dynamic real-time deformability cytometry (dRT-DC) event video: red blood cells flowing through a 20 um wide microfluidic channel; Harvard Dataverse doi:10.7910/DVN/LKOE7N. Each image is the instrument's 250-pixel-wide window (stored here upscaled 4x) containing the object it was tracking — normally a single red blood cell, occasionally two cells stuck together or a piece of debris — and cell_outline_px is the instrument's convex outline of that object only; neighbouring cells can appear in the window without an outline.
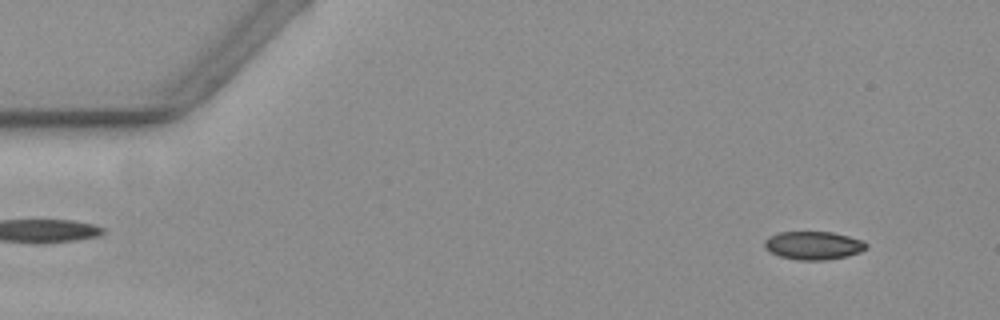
{"species": "common noctule bat (a hibernating species)", "species_latin": "Nyctalus noctula", "temperature_condition": "warm", "stored_images_in_passage": 53, "camera_frame_rate_fps": 3000, "um_per_image_px": 0.085, "animal": {"sex": "female", "body_mass_g": 19.3, "forearm_length_mm": 54.1}, "frame": {"image": 1, "passage_image": 5, "time_ms": 1.333, "image_size_px": [1000, 320], "cell_outline_px": [[868, 248], [860, 252], [844, 256], [824, 260], [796, 260], [780, 256], [764, 248], [764, 240], [768, 236], [780, 232], [832, 232], [848, 236], [860, 240], [868, 244]], "centroid_in_image_um": [69.11, 20.86], "position_along_channel_um": 15.9, "area_um2": 16.65}}
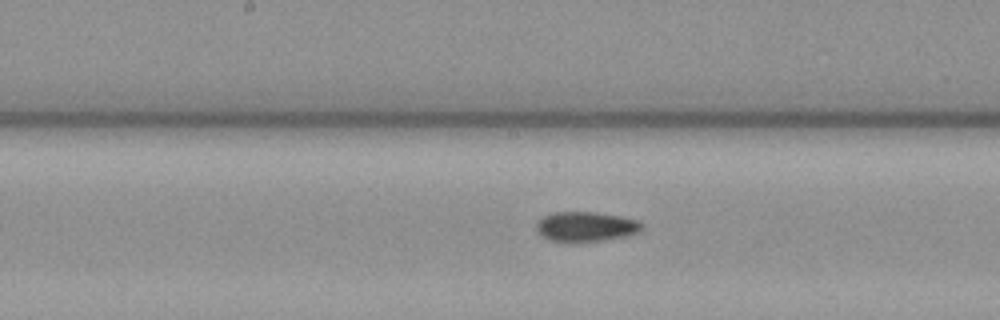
{"frame": {"image": 2, "passage_image": 29, "time_ms": 9.333, "image_size_px": [1000, 320], "cell_outline_px": [[644, 224], [636, 232], [628, 236], [604, 240], [572, 244], [548, 240], [536, 228], [536, 224], [544, 216], [552, 212], [596, 212], [620, 216], [640, 220]], "centroid_in_image_um": [49.8, 19.28], "position_along_channel_um": 198.4, "area_um2": 18.67}}
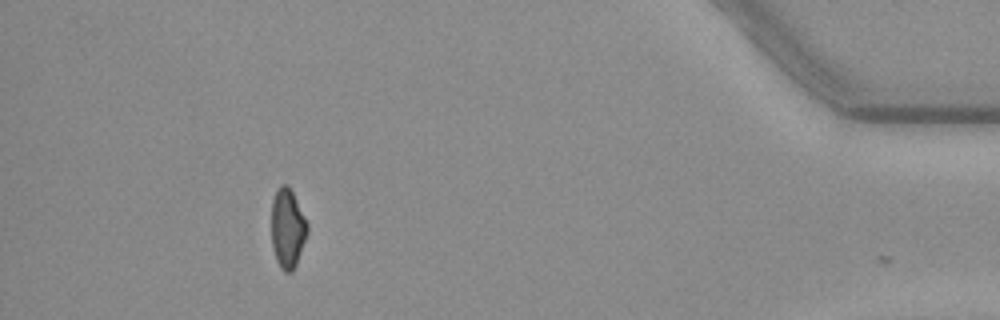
{"frame": {"image": 3, "passage_image": 52, "time_ms": 17.0, "image_size_px": [1000, 320], "cell_outline_px": [[308, 232], [296, 264], [292, 272], [284, 272], [280, 268], [276, 260], [272, 244], [272, 200], [280, 184], [288, 184], [308, 224]], "centroid_in_image_um": [24.44, 19.42], "position_along_channel_um": 410.8, "area_um2": 16.47}, "authors_computed_cell_mechanics": {"area_um2": 17.5134, "velocity_mm_per_s": 3.589, "shape_relaxation_time_tau1_ms": 4.8017, "shape_relaxation_time_tau2_ms": 5.4934, "deformation_change_tau1": 0.1436, "deformation_change_tau2": 0.1058}}